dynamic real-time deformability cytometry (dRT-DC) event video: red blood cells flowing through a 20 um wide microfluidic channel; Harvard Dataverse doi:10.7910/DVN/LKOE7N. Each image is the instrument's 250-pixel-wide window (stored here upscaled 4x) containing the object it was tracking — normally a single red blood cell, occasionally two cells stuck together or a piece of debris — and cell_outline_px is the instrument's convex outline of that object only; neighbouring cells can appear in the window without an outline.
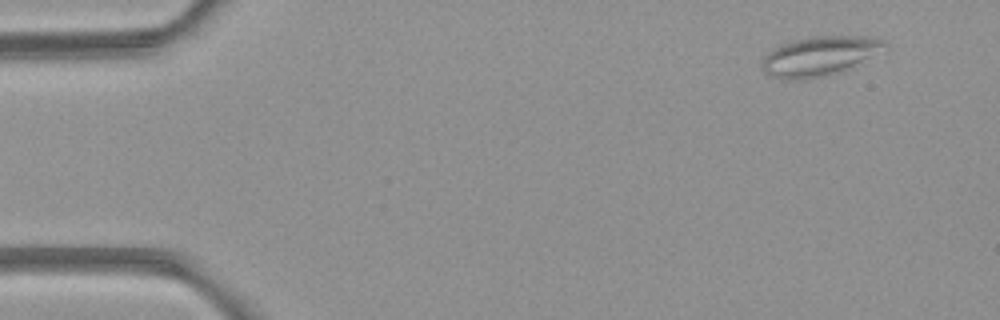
{"species": "common noctule bat (a hibernating species)", "species_latin": "Nyctalus noctula", "temperature_condition": "room temperature", "stored_images_in_passage": 6, "camera_frame_rate_fps": 3000, "um_per_image_px": 0.085, "animal": {"sex": "female", "body_mass_g": 21.9}, "frame": {"image": 1, "passage_image": 6, "time_ms": 5.667, "image_size_px": [1000, 320], "cell_outline_px": [[888, 48], [884, 52], [844, 68], [832, 72], [816, 76], [784, 80], [772, 76], [764, 72], [764, 56], [772, 48], [780, 44], [792, 40], [812, 36], [860, 36], [880, 40], [888, 44]], "centroid_in_image_um": [69.65, 4.72], "position_along_channel_um": 15.4, "area_um2": 27.28}}